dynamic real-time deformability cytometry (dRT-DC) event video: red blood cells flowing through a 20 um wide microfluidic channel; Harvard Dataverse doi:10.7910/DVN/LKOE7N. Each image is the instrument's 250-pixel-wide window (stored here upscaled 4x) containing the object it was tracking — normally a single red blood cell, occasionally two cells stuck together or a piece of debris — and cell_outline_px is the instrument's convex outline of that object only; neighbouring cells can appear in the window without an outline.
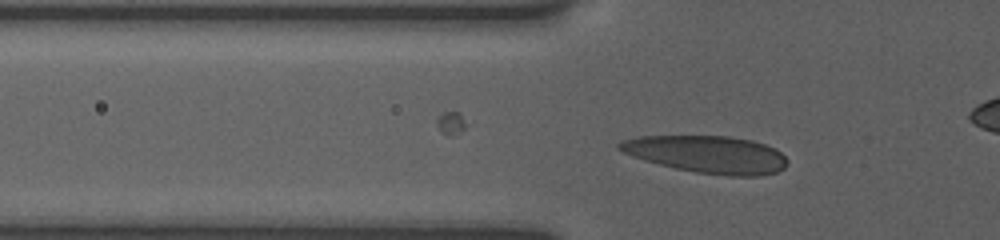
{"species": "human", "species_latin": "Homo sapiens", "temperature_condition": "room temperature", "stored_images_in_passage": 34, "camera_frame_rate_fps": 3000, "um_per_image_px": 0.085, "donor": {"sex": "female"}, "frame": {"image": 1, "passage_image": 13, "time_ms": 2.333, "image_size_px": [1000, 240], "cell_outline_px": [[788, 164], [784, 168], [776, 172], [760, 176], [728, 176], [696, 172], [676, 168], [644, 160], [632, 156], [616, 148], [616, 144], [620, 140], [640, 136], [728, 136], [752, 140], [776, 148], [788, 160]], "centroid_in_image_um": [60.11, 13.12], "position_along_channel_um": 65.7, "area_um2": 36.65}}
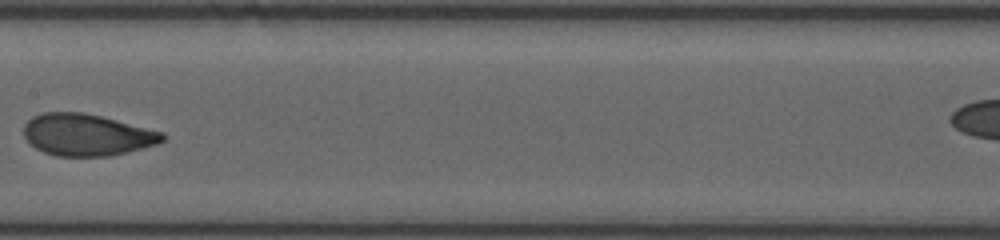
{"frame": {"image": 2, "passage_image": 27, "time_ms": 6.0, "image_size_px": [1000, 240], "cell_outline_px": [[164, 140], [156, 144], [128, 152], [108, 156], [56, 156], [44, 152], [36, 148], [24, 136], [24, 124], [32, 116], [44, 112], [84, 112], [164, 132]], "centroid_in_image_um": [7.37, 11.46], "position_along_channel_um": 200.0, "area_um2": 33.64}}
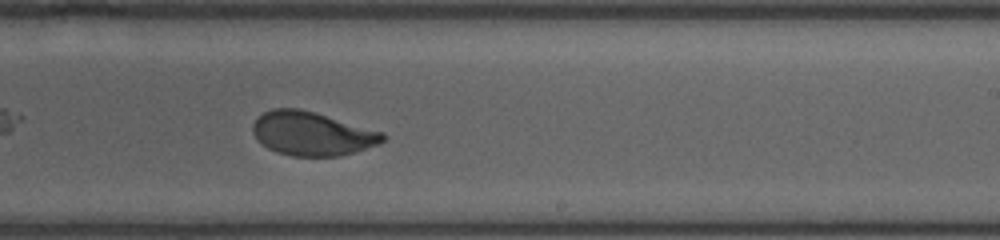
{"frame": {"image": 3, "passage_image": 33, "time_ms": 7.667, "image_size_px": [1000, 240], "cell_outline_px": [[388, 136], [380, 144], [340, 156], [292, 156], [276, 152], [268, 148], [252, 132], [252, 124], [264, 112], [272, 108], [300, 108], [384, 132]], "centroid_in_image_um": [26.55, 11.36], "position_along_channel_um": 262.4, "area_um2": 33.06}}